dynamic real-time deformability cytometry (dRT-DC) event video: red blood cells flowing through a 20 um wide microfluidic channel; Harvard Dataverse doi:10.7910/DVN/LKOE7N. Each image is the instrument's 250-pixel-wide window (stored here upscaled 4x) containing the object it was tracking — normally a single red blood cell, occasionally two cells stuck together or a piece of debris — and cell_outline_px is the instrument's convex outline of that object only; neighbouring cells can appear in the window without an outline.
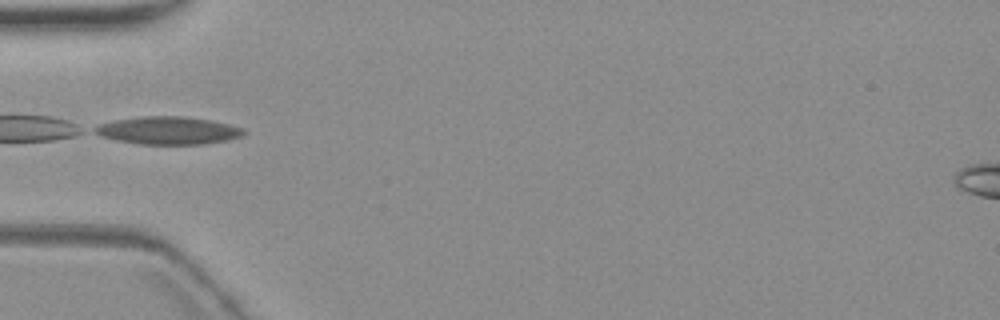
{"species": "common noctule bat (a hibernating species)", "species_latin": "Nyctalus noctula", "temperature_condition": "warm", "stored_images_in_passage": 4, "segment_of_instrument_passage": [1, 2], "camera_frame_rate_fps": 3000, "um_per_image_px": 0.085, "animal": {"sex": "female", "body_mass_g": 19.3, "forearm_length_mm": 54.1}, "frame": {"image": 1, "passage_image": 1, "time_ms": 0.0, "image_size_px": [1000, 320], "cell_outline_px": [[248, 132], [244, 136], [228, 140], [204, 144], [140, 144], [116, 140], [100, 136], [92, 132], [92, 128], [100, 124], [112, 120], [144, 116], [184, 116], [212, 120], [244, 128]], "centroid_in_image_um": [14.31, 11.09], "position_along_channel_um": 70.7, "area_um2": 24.39}}